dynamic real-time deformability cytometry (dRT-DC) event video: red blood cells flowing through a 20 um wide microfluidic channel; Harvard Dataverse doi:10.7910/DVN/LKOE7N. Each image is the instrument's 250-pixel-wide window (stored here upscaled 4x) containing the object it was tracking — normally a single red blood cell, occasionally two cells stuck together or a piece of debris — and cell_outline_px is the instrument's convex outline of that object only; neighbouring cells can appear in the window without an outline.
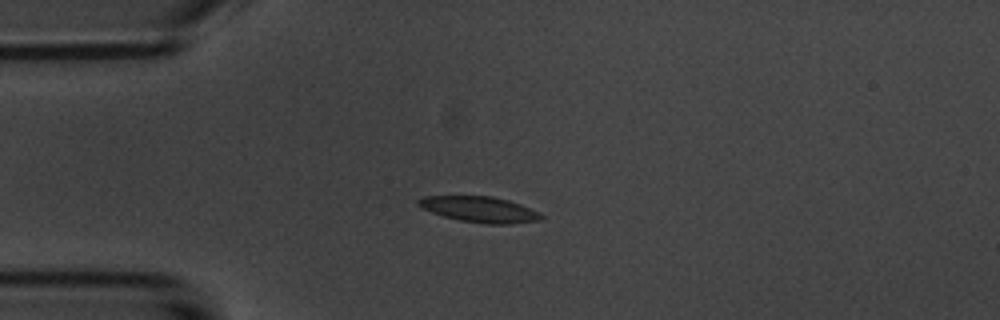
{"species": "common noctule bat (a hibernating species)", "species_latin": "Nyctalus noctula", "temperature_condition": "room temperature", "stored_images_in_passage": 5, "camera_frame_rate_fps": 3000, "um_per_image_px": 0.085, "animal": {"sex": "male", "body_mass_g": 20.1, "forearm_length_mm": 53.5}, "frame": {"image": 1, "passage_image": 4, "time_ms": 3.333, "image_size_px": [1000, 320], "cell_outline_px": [[544, 216], [540, 220], [512, 224], [484, 224], [460, 220], [444, 216], [420, 208], [416, 204], [416, 200], [424, 196], [492, 196], [508, 200], [520, 204], [540, 212]], "centroid_in_image_um": [40.76, 17.8], "position_along_channel_um": 44.2, "area_um2": 18.55}}